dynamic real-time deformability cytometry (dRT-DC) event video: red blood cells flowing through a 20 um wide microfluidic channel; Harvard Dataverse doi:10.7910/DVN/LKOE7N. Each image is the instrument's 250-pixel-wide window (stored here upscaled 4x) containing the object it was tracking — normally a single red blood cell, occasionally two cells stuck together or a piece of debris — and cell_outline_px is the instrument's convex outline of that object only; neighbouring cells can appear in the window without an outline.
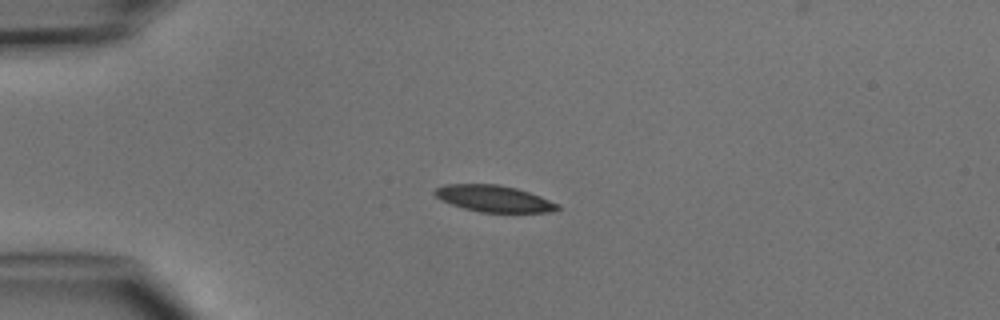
{"species": "common noctule bat (a hibernating species)", "species_latin": "Nyctalus noctula", "temperature_condition": "cold", "stored_images_in_passage": 2, "camera_frame_rate_fps": 3000, "um_per_image_px": 0.085, "animal": {"sex": "male", "body_mass_g": 15.6}, "frame": {"image": 1, "passage_image": 1, "time_ms": 0.0, "image_size_px": [1000, 320], "cell_outline_px": [[560, 208], [548, 212], [480, 212], [464, 208], [440, 200], [432, 192], [436, 188], [444, 184], [496, 184], [516, 188], [540, 196], [560, 204]], "centroid_in_image_um": [41.96, 16.87], "position_along_channel_um": 43.0, "area_um2": 18.9}}